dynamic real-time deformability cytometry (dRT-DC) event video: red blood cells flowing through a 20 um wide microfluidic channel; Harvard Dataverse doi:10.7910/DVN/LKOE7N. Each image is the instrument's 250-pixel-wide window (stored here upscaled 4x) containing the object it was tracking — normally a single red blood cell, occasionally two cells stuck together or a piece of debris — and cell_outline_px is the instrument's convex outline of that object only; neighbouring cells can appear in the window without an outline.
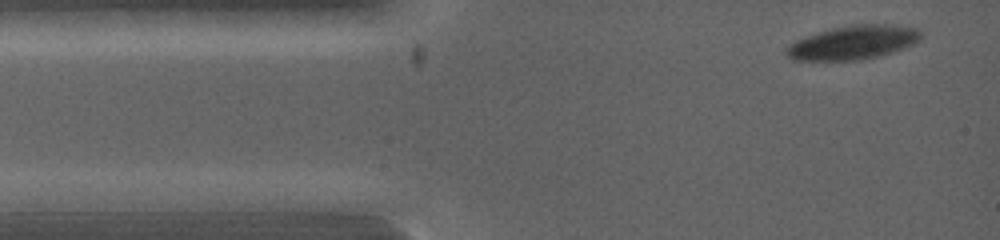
{"species": "common noctule bat (a hibernating species)", "species_latin": "Nyctalus noctula", "temperature_condition": "warm", "stored_images_in_passage": 2, "camera_frame_rate_fps": 5000, "um_per_image_px": 0.085, "animal": {"sex": "female", "body_mass_g": 19.0, "forearm_length_mm": 53.3}, "frame": {"image": 1, "passage_image": 1, "time_ms": 0.0, "image_size_px": [1000, 240], "cell_outline_px": [[920, 40], [904, 48], [880, 56], [860, 60], [792, 60], [784, 52], [784, 48], [796, 40], [816, 32], [832, 28], [852, 24], [884, 24], [920, 28]], "centroid_in_image_um": [72.49, 3.61], "position_along_channel_um": 12.5, "area_um2": 26.65}}